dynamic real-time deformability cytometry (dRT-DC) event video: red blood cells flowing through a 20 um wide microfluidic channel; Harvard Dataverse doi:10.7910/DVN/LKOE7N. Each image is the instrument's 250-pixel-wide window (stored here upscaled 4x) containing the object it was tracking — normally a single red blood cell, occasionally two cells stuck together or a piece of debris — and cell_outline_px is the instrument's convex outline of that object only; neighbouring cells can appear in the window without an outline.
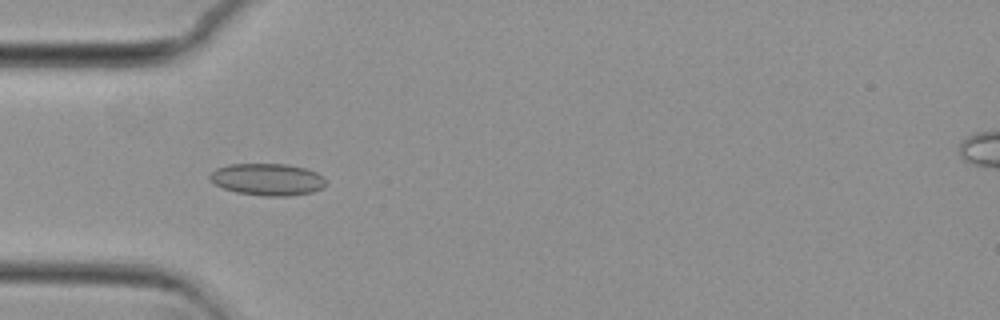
{"species": "common noctule bat (a hibernating species)", "species_latin": "Nyctalus noctula", "temperature_condition": "cold", "stored_images_in_passage": 52, "camera_frame_rate_fps": 3000, "um_per_image_px": 0.085, "animal": {"sex": "female", "body_mass_g": 29.2, "forearm_length_mm": 56.3}, "frame": {"image": 1, "passage_image": 14, "time_ms": 4.333, "image_size_px": [1000, 320], "cell_outline_px": [[324, 184], [320, 188], [312, 192], [288, 196], [264, 196], [236, 192], [224, 188], [208, 180], [208, 176], [216, 168], [228, 164], [288, 164], [304, 168], [316, 172], [324, 180]], "centroid_in_image_um": [22.67, 15.24], "position_along_channel_um": 62.3, "area_um2": 21.44}}
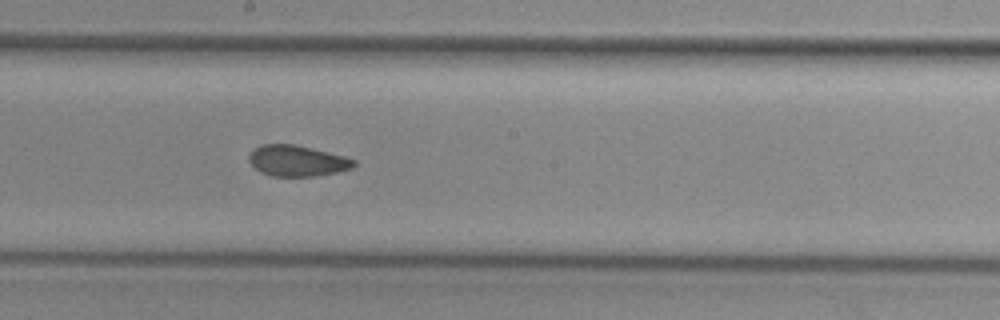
{"frame": {"image": 2, "passage_image": 27, "time_ms": 8.667, "image_size_px": [1000, 320], "cell_outline_px": [[356, 164], [352, 168], [336, 172], [312, 176], [272, 176], [260, 172], [248, 160], [248, 156], [260, 144], [292, 144], [344, 156], [356, 160]], "centroid_in_image_um": [25.25, 13.67], "position_along_channel_um": 223.0, "area_um2": 18.61}}
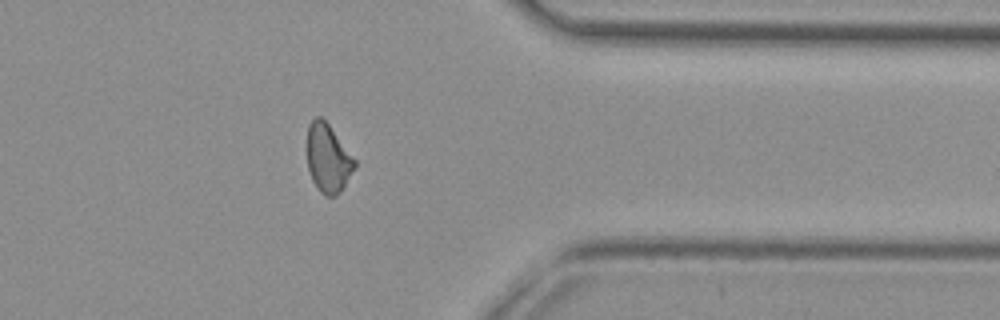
{"frame": {"image": 3, "passage_image": 41, "time_ms": 13.333, "image_size_px": [1000, 320], "cell_outline_px": [[356, 168], [340, 192], [336, 196], [324, 196], [320, 192], [312, 180], [308, 168], [308, 124], [316, 116], [320, 116], [328, 124], [356, 160]], "centroid_in_image_um": [27.89, 13.48], "position_along_channel_um": 383.5, "area_um2": 18.84}, "authors_computed_cell_mechanics": {"area_um2": 19.652, "velocity_mm_per_s": 3.7385, "shape_relaxation_time_tau1_ms": null, "shape_relaxation_time_tau2_ms": 1.9486, "deformation_change_tau1": null, "deformation_change_tau2": 0.0819}}